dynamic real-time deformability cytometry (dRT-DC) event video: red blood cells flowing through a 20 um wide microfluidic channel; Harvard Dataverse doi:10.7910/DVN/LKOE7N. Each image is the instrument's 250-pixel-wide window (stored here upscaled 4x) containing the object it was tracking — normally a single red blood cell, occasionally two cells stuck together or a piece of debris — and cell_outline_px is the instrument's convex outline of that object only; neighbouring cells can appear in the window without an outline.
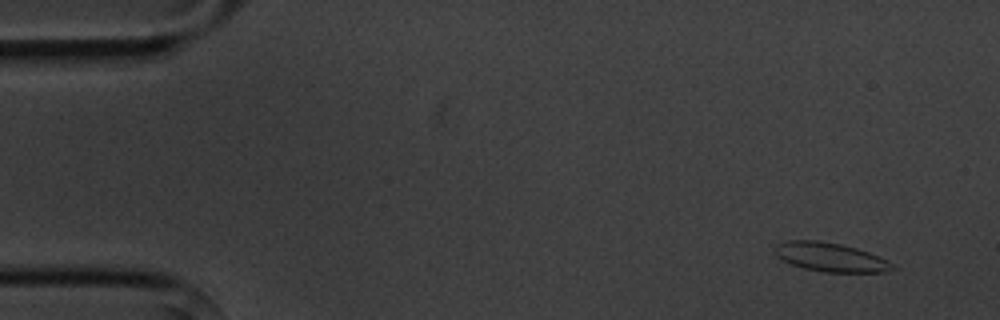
{"species": "common noctule bat (a hibernating species)", "species_latin": "Nyctalus noctula", "temperature_condition": "cold", "stored_images_in_passage": 5, "camera_frame_rate_fps": 3000, "um_per_image_px": 0.085, "animal": {"sex": "male", "body_mass_g": 20.1, "forearm_length_mm": 53.5}, "frame": {"image": 1, "passage_image": 2, "time_ms": 1.0, "image_size_px": [1000, 320], "cell_outline_px": [[896, 268], [884, 272], [824, 272], [804, 268], [792, 264], [776, 256], [776, 244], [788, 240], [820, 240], [840, 244], [856, 248], [880, 256], [888, 260]], "centroid_in_image_um": [70.61, 21.85], "position_along_channel_um": 14.4, "area_um2": 19.71}}